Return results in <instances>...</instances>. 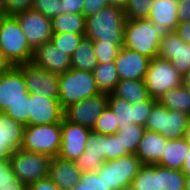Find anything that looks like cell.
Listing matches in <instances>:
<instances>
[{
	"instance_id": "6125c7cd",
	"label": "cell",
	"mask_w": 190,
	"mask_h": 190,
	"mask_svg": "<svg viewBox=\"0 0 190 190\" xmlns=\"http://www.w3.org/2000/svg\"><path fill=\"white\" fill-rule=\"evenodd\" d=\"M2 20H3V18H0V28H1V25H2Z\"/></svg>"
},
{
	"instance_id": "f6af8a7d",
	"label": "cell",
	"mask_w": 190,
	"mask_h": 190,
	"mask_svg": "<svg viewBox=\"0 0 190 190\" xmlns=\"http://www.w3.org/2000/svg\"><path fill=\"white\" fill-rule=\"evenodd\" d=\"M19 179L13 173L9 160H0V186L15 184Z\"/></svg>"
},
{
	"instance_id": "d4e9b609",
	"label": "cell",
	"mask_w": 190,
	"mask_h": 190,
	"mask_svg": "<svg viewBox=\"0 0 190 190\" xmlns=\"http://www.w3.org/2000/svg\"><path fill=\"white\" fill-rule=\"evenodd\" d=\"M52 33L85 34L86 17L79 13H62L51 19Z\"/></svg>"
},
{
	"instance_id": "60d3db41",
	"label": "cell",
	"mask_w": 190,
	"mask_h": 190,
	"mask_svg": "<svg viewBox=\"0 0 190 190\" xmlns=\"http://www.w3.org/2000/svg\"><path fill=\"white\" fill-rule=\"evenodd\" d=\"M33 9L52 19L61 14L60 0H34Z\"/></svg>"
},
{
	"instance_id": "30bf717a",
	"label": "cell",
	"mask_w": 190,
	"mask_h": 190,
	"mask_svg": "<svg viewBox=\"0 0 190 190\" xmlns=\"http://www.w3.org/2000/svg\"><path fill=\"white\" fill-rule=\"evenodd\" d=\"M14 16L20 23L27 42L33 50L51 41L52 24L50 18L33 8L19 12Z\"/></svg>"
},
{
	"instance_id": "5b68a950",
	"label": "cell",
	"mask_w": 190,
	"mask_h": 190,
	"mask_svg": "<svg viewBox=\"0 0 190 190\" xmlns=\"http://www.w3.org/2000/svg\"><path fill=\"white\" fill-rule=\"evenodd\" d=\"M62 144L61 122L24 127L21 148L31 153H41L51 158L58 156Z\"/></svg>"
},
{
	"instance_id": "bcb514c9",
	"label": "cell",
	"mask_w": 190,
	"mask_h": 190,
	"mask_svg": "<svg viewBox=\"0 0 190 190\" xmlns=\"http://www.w3.org/2000/svg\"><path fill=\"white\" fill-rule=\"evenodd\" d=\"M108 5H110L108 0H85L82 14L85 17H89L96 14Z\"/></svg>"
},
{
	"instance_id": "836d02e7",
	"label": "cell",
	"mask_w": 190,
	"mask_h": 190,
	"mask_svg": "<svg viewBox=\"0 0 190 190\" xmlns=\"http://www.w3.org/2000/svg\"><path fill=\"white\" fill-rule=\"evenodd\" d=\"M117 119L115 113L107 106L92 131L99 134L113 135L119 130V121Z\"/></svg>"
},
{
	"instance_id": "7bdbcfd3",
	"label": "cell",
	"mask_w": 190,
	"mask_h": 190,
	"mask_svg": "<svg viewBox=\"0 0 190 190\" xmlns=\"http://www.w3.org/2000/svg\"><path fill=\"white\" fill-rule=\"evenodd\" d=\"M75 162L82 172H95L105 161L101 157L81 155Z\"/></svg>"
},
{
	"instance_id": "91938a15",
	"label": "cell",
	"mask_w": 190,
	"mask_h": 190,
	"mask_svg": "<svg viewBox=\"0 0 190 190\" xmlns=\"http://www.w3.org/2000/svg\"><path fill=\"white\" fill-rule=\"evenodd\" d=\"M120 190H137V189L132 184H130V185H126Z\"/></svg>"
},
{
	"instance_id": "7c38bea8",
	"label": "cell",
	"mask_w": 190,
	"mask_h": 190,
	"mask_svg": "<svg viewBox=\"0 0 190 190\" xmlns=\"http://www.w3.org/2000/svg\"><path fill=\"white\" fill-rule=\"evenodd\" d=\"M29 99V93L23 77V64L12 66L0 74V112L9 105L24 102Z\"/></svg>"
},
{
	"instance_id": "9a60e30c",
	"label": "cell",
	"mask_w": 190,
	"mask_h": 190,
	"mask_svg": "<svg viewBox=\"0 0 190 190\" xmlns=\"http://www.w3.org/2000/svg\"><path fill=\"white\" fill-rule=\"evenodd\" d=\"M28 125H46L60 123L64 118V109L58 99L29 94Z\"/></svg>"
},
{
	"instance_id": "8fae6325",
	"label": "cell",
	"mask_w": 190,
	"mask_h": 190,
	"mask_svg": "<svg viewBox=\"0 0 190 190\" xmlns=\"http://www.w3.org/2000/svg\"><path fill=\"white\" fill-rule=\"evenodd\" d=\"M107 106L108 94L99 93L65 108L64 118L92 129Z\"/></svg>"
},
{
	"instance_id": "4316f807",
	"label": "cell",
	"mask_w": 190,
	"mask_h": 190,
	"mask_svg": "<svg viewBox=\"0 0 190 190\" xmlns=\"http://www.w3.org/2000/svg\"><path fill=\"white\" fill-rule=\"evenodd\" d=\"M92 73L101 93L111 94L120 81L115 62L99 63Z\"/></svg>"
},
{
	"instance_id": "4fadbf2b",
	"label": "cell",
	"mask_w": 190,
	"mask_h": 190,
	"mask_svg": "<svg viewBox=\"0 0 190 190\" xmlns=\"http://www.w3.org/2000/svg\"><path fill=\"white\" fill-rule=\"evenodd\" d=\"M62 144L58 156L76 161L85 151L92 129L67 121H61Z\"/></svg>"
},
{
	"instance_id": "4dcf8cb0",
	"label": "cell",
	"mask_w": 190,
	"mask_h": 190,
	"mask_svg": "<svg viewBox=\"0 0 190 190\" xmlns=\"http://www.w3.org/2000/svg\"><path fill=\"white\" fill-rule=\"evenodd\" d=\"M132 185L137 190H160L159 175H157V164H143L135 176Z\"/></svg>"
},
{
	"instance_id": "2e32d148",
	"label": "cell",
	"mask_w": 190,
	"mask_h": 190,
	"mask_svg": "<svg viewBox=\"0 0 190 190\" xmlns=\"http://www.w3.org/2000/svg\"><path fill=\"white\" fill-rule=\"evenodd\" d=\"M157 56L169 60L182 76L190 69V44L185 43L174 31L161 38Z\"/></svg>"
},
{
	"instance_id": "5bb4252c",
	"label": "cell",
	"mask_w": 190,
	"mask_h": 190,
	"mask_svg": "<svg viewBox=\"0 0 190 190\" xmlns=\"http://www.w3.org/2000/svg\"><path fill=\"white\" fill-rule=\"evenodd\" d=\"M23 77L29 94L50 99L59 98L58 75L36 67L32 62L23 64Z\"/></svg>"
},
{
	"instance_id": "f35d334b",
	"label": "cell",
	"mask_w": 190,
	"mask_h": 190,
	"mask_svg": "<svg viewBox=\"0 0 190 190\" xmlns=\"http://www.w3.org/2000/svg\"><path fill=\"white\" fill-rule=\"evenodd\" d=\"M81 155L97 156L105 161V134L91 131L86 149Z\"/></svg>"
},
{
	"instance_id": "6da1fadb",
	"label": "cell",
	"mask_w": 190,
	"mask_h": 190,
	"mask_svg": "<svg viewBox=\"0 0 190 190\" xmlns=\"http://www.w3.org/2000/svg\"><path fill=\"white\" fill-rule=\"evenodd\" d=\"M171 31L149 19H126L123 46L150 59L157 56L161 38Z\"/></svg>"
},
{
	"instance_id": "c3c4849f",
	"label": "cell",
	"mask_w": 190,
	"mask_h": 190,
	"mask_svg": "<svg viewBox=\"0 0 190 190\" xmlns=\"http://www.w3.org/2000/svg\"><path fill=\"white\" fill-rule=\"evenodd\" d=\"M178 22L190 21V0H178Z\"/></svg>"
},
{
	"instance_id": "f1b7e54d",
	"label": "cell",
	"mask_w": 190,
	"mask_h": 190,
	"mask_svg": "<svg viewBox=\"0 0 190 190\" xmlns=\"http://www.w3.org/2000/svg\"><path fill=\"white\" fill-rule=\"evenodd\" d=\"M145 130L144 126L136 124L119 126V130L114 135L121 139L123 150L135 154Z\"/></svg>"
},
{
	"instance_id": "52a82bcc",
	"label": "cell",
	"mask_w": 190,
	"mask_h": 190,
	"mask_svg": "<svg viewBox=\"0 0 190 190\" xmlns=\"http://www.w3.org/2000/svg\"><path fill=\"white\" fill-rule=\"evenodd\" d=\"M13 173L27 187L49 176L51 157L18 149L9 158Z\"/></svg>"
},
{
	"instance_id": "680465c9",
	"label": "cell",
	"mask_w": 190,
	"mask_h": 190,
	"mask_svg": "<svg viewBox=\"0 0 190 190\" xmlns=\"http://www.w3.org/2000/svg\"><path fill=\"white\" fill-rule=\"evenodd\" d=\"M7 16V11L5 9L4 0H0V18Z\"/></svg>"
},
{
	"instance_id": "ab89813d",
	"label": "cell",
	"mask_w": 190,
	"mask_h": 190,
	"mask_svg": "<svg viewBox=\"0 0 190 190\" xmlns=\"http://www.w3.org/2000/svg\"><path fill=\"white\" fill-rule=\"evenodd\" d=\"M157 100L151 97L144 102L132 104L133 124L145 126L146 120L150 116L151 109Z\"/></svg>"
},
{
	"instance_id": "f5cc1de1",
	"label": "cell",
	"mask_w": 190,
	"mask_h": 190,
	"mask_svg": "<svg viewBox=\"0 0 190 190\" xmlns=\"http://www.w3.org/2000/svg\"><path fill=\"white\" fill-rule=\"evenodd\" d=\"M11 67H12V65L5 58L4 54L0 50V74L8 71Z\"/></svg>"
},
{
	"instance_id": "ee69618b",
	"label": "cell",
	"mask_w": 190,
	"mask_h": 190,
	"mask_svg": "<svg viewBox=\"0 0 190 190\" xmlns=\"http://www.w3.org/2000/svg\"><path fill=\"white\" fill-rule=\"evenodd\" d=\"M34 0H4L7 15H15L33 7Z\"/></svg>"
},
{
	"instance_id": "db71d44e",
	"label": "cell",
	"mask_w": 190,
	"mask_h": 190,
	"mask_svg": "<svg viewBox=\"0 0 190 190\" xmlns=\"http://www.w3.org/2000/svg\"><path fill=\"white\" fill-rule=\"evenodd\" d=\"M182 172L186 177H190V147L182 166Z\"/></svg>"
},
{
	"instance_id": "9f6ffc18",
	"label": "cell",
	"mask_w": 190,
	"mask_h": 190,
	"mask_svg": "<svg viewBox=\"0 0 190 190\" xmlns=\"http://www.w3.org/2000/svg\"><path fill=\"white\" fill-rule=\"evenodd\" d=\"M183 85L190 92V69L183 76Z\"/></svg>"
},
{
	"instance_id": "74e56055",
	"label": "cell",
	"mask_w": 190,
	"mask_h": 190,
	"mask_svg": "<svg viewBox=\"0 0 190 190\" xmlns=\"http://www.w3.org/2000/svg\"><path fill=\"white\" fill-rule=\"evenodd\" d=\"M130 153L123 150L121 139L113 135H105V161L118 159Z\"/></svg>"
},
{
	"instance_id": "f546056e",
	"label": "cell",
	"mask_w": 190,
	"mask_h": 190,
	"mask_svg": "<svg viewBox=\"0 0 190 190\" xmlns=\"http://www.w3.org/2000/svg\"><path fill=\"white\" fill-rule=\"evenodd\" d=\"M160 190H185L186 176L182 170L170 169L157 164Z\"/></svg>"
},
{
	"instance_id": "ba28073f",
	"label": "cell",
	"mask_w": 190,
	"mask_h": 190,
	"mask_svg": "<svg viewBox=\"0 0 190 190\" xmlns=\"http://www.w3.org/2000/svg\"><path fill=\"white\" fill-rule=\"evenodd\" d=\"M188 114L169 110L158 101L153 105L146 120L145 129L160 133L167 140L183 138Z\"/></svg>"
},
{
	"instance_id": "83f0119b",
	"label": "cell",
	"mask_w": 190,
	"mask_h": 190,
	"mask_svg": "<svg viewBox=\"0 0 190 190\" xmlns=\"http://www.w3.org/2000/svg\"><path fill=\"white\" fill-rule=\"evenodd\" d=\"M158 102L169 110L190 114V92L183 84L175 89L168 90Z\"/></svg>"
},
{
	"instance_id": "6f0895ef",
	"label": "cell",
	"mask_w": 190,
	"mask_h": 190,
	"mask_svg": "<svg viewBox=\"0 0 190 190\" xmlns=\"http://www.w3.org/2000/svg\"><path fill=\"white\" fill-rule=\"evenodd\" d=\"M110 5H117L124 8L128 2V0H108Z\"/></svg>"
},
{
	"instance_id": "681fc988",
	"label": "cell",
	"mask_w": 190,
	"mask_h": 190,
	"mask_svg": "<svg viewBox=\"0 0 190 190\" xmlns=\"http://www.w3.org/2000/svg\"><path fill=\"white\" fill-rule=\"evenodd\" d=\"M27 190H61L58 188L49 177L40 179L37 182L31 183Z\"/></svg>"
},
{
	"instance_id": "1f68e13d",
	"label": "cell",
	"mask_w": 190,
	"mask_h": 190,
	"mask_svg": "<svg viewBox=\"0 0 190 190\" xmlns=\"http://www.w3.org/2000/svg\"><path fill=\"white\" fill-rule=\"evenodd\" d=\"M108 106L115 113L119 126L133 125L132 104L120 97L108 94Z\"/></svg>"
},
{
	"instance_id": "277c9868",
	"label": "cell",
	"mask_w": 190,
	"mask_h": 190,
	"mask_svg": "<svg viewBox=\"0 0 190 190\" xmlns=\"http://www.w3.org/2000/svg\"><path fill=\"white\" fill-rule=\"evenodd\" d=\"M59 103L63 109L101 93L93 73L69 69L58 75Z\"/></svg>"
},
{
	"instance_id": "d590c367",
	"label": "cell",
	"mask_w": 190,
	"mask_h": 190,
	"mask_svg": "<svg viewBox=\"0 0 190 190\" xmlns=\"http://www.w3.org/2000/svg\"><path fill=\"white\" fill-rule=\"evenodd\" d=\"M98 63L114 62L123 44L102 43L92 41Z\"/></svg>"
},
{
	"instance_id": "3957f363",
	"label": "cell",
	"mask_w": 190,
	"mask_h": 190,
	"mask_svg": "<svg viewBox=\"0 0 190 190\" xmlns=\"http://www.w3.org/2000/svg\"><path fill=\"white\" fill-rule=\"evenodd\" d=\"M0 50L12 66L32 62L34 50L28 44L14 15H7L0 28Z\"/></svg>"
},
{
	"instance_id": "94428289",
	"label": "cell",
	"mask_w": 190,
	"mask_h": 190,
	"mask_svg": "<svg viewBox=\"0 0 190 190\" xmlns=\"http://www.w3.org/2000/svg\"><path fill=\"white\" fill-rule=\"evenodd\" d=\"M185 190H190V177H186Z\"/></svg>"
},
{
	"instance_id": "ffe728a7",
	"label": "cell",
	"mask_w": 190,
	"mask_h": 190,
	"mask_svg": "<svg viewBox=\"0 0 190 190\" xmlns=\"http://www.w3.org/2000/svg\"><path fill=\"white\" fill-rule=\"evenodd\" d=\"M82 171L75 161L65 160L59 156L51 158L49 178L61 190H67L80 182Z\"/></svg>"
},
{
	"instance_id": "11a10c76",
	"label": "cell",
	"mask_w": 190,
	"mask_h": 190,
	"mask_svg": "<svg viewBox=\"0 0 190 190\" xmlns=\"http://www.w3.org/2000/svg\"><path fill=\"white\" fill-rule=\"evenodd\" d=\"M183 139L185 140L187 145L190 147V114H188V117H187L186 129L184 132Z\"/></svg>"
},
{
	"instance_id": "cb8c5ba5",
	"label": "cell",
	"mask_w": 190,
	"mask_h": 190,
	"mask_svg": "<svg viewBox=\"0 0 190 190\" xmlns=\"http://www.w3.org/2000/svg\"><path fill=\"white\" fill-rule=\"evenodd\" d=\"M189 146L183 138L168 140L164 154L158 165L170 169L182 170Z\"/></svg>"
},
{
	"instance_id": "b9f144b4",
	"label": "cell",
	"mask_w": 190,
	"mask_h": 190,
	"mask_svg": "<svg viewBox=\"0 0 190 190\" xmlns=\"http://www.w3.org/2000/svg\"><path fill=\"white\" fill-rule=\"evenodd\" d=\"M28 99L24 102L12 103L3 112L8 114L12 119L28 126Z\"/></svg>"
},
{
	"instance_id": "603a6c76",
	"label": "cell",
	"mask_w": 190,
	"mask_h": 190,
	"mask_svg": "<svg viewBox=\"0 0 190 190\" xmlns=\"http://www.w3.org/2000/svg\"><path fill=\"white\" fill-rule=\"evenodd\" d=\"M112 94L131 104H138L150 98L144 80H120Z\"/></svg>"
},
{
	"instance_id": "8d00e7d4",
	"label": "cell",
	"mask_w": 190,
	"mask_h": 190,
	"mask_svg": "<svg viewBox=\"0 0 190 190\" xmlns=\"http://www.w3.org/2000/svg\"><path fill=\"white\" fill-rule=\"evenodd\" d=\"M67 190H109L97 171L82 172L80 182Z\"/></svg>"
},
{
	"instance_id": "44dd1931",
	"label": "cell",
	"mask_w": 190,
	"mask_h": 190,
	"mask_svg": "<svg viewBox=\"0 0 190 190\" xmlns=\"http://www.w3.org/2000/svg\"><path fill=\"white\" fill-rule=\"evenodd\" d=\"M168 140L160 133L145 130L135 155L142 164L153 165L161 161Z\"/></svg>"
},
{
	"instance_id": "7a4b0ae2",
	"label": "cell",
	"mask_w": 190,
	"mask_h": 190,
	"mask_svg": "<svg viewBox=\"0 0 190 190\" xmlns=\"http://www.w3.org/2000/svg\"><path fill=\"white\" fill-rule=\"evenodd\" d=\"M125 20L124 8L108 5L86 17L85 37L102 43L123 44Z\"/></svg>"
},
{
	"instance_id": "e0dca14e",
	"label": "cell",
	"mask_w": 190,
	"mask_h": 190,
	"mask_svg": "<svg viewBox=\"0 0 190 190\" xmlns=\"http://www.w3.org/2000/svg\"><path fill=\"white\" fill-rule=\"evenodd\" d=\"M71 58L69 54L57 49L50 41L38 46L34 50L32 63L53 74H63L71 69Z\"/></svg>"
},
{
	"instance_id": "ac0fdd59",
	"label": "cell",
	"mask_w": 190,
	"mask_h": 190,
	"mask_svg": "<svg viewBox=\"0 0 190 190\" xmlns=\"http://www.w3.org/2000/svg\"><path fill=\"white\" fill-rule=\"evenodd\" d=\"M114 62L120 80H144L150 58L122 46Z\"/></svg>"
},
{
	"instance_id": "8992f818",
	"label": "cell",
	"mask_w": 190,
	"mask_h": 190,
	"mask_svg": "<svg viewBox=\"0 0 190 190\" xmlns=\"http://www.w3.org/2000/svg\"><path fill=\"white\" fill-rule=\"evenodd\" d=\"M144 83L149 96L158 101L168 90L182 85L183 76L169 60L156 56L150 59Z\"/></svg>"
},
{
	"instance_id": "7402d4cb",
	"label": "cell",
	"mask_w": 190,
	"mask_h": 190,
	"mask_svg": "<svg viewBox=\"0 0 190 190\" xmlns=\"http://www.w3.org/2000/svg\"><path fill=\"white\" fill-rule=\"evenodd\" d=\"M178 0H153L149 20L175 31L178 22Z\"/></svg>"
},
{
	"instance_id": "7dc6e473",
	"label": "cell",
	"mask_w": 190,
	"mask_h": 190,
	"mask_svg": "<svg viewBox=\"0 0 190 190\" xmlns=\"http://www.w3.org/2000/svg\"><path fill=\"white\" fill-rule=\"evenodd\" d=\"M62 13H79L82 14L85 0H60Z\"/></svg>"
},
{
	"instance_id": "f907efd6",
	"label": "cell",
	"mask_w": 190,
	"mask_h": 190,
	"mask_svg": "<svg viewBox=\"0 0 190 190\" xmlns=\"http://www.w3.org/2000/svg\"><path fill=\"white\" fill-rule=\"evenodd\" d=\"M185 43L190 44V21L179 23L174 31Z\"/></svg>"
},
{
	"instance_id": "484cf974",
	"label": "cell",
	"mask_w": 190,
	"mask_h": 190,
	"mask_svg": "<svg viewBox=\"0 0 190 190\" xmlns=\"http://www.w3.org/2000/svg\"><path fill=\"white\" fill-rule=\"evenodd\" d=\"M92 40L84 37L71 58V68L93 72L98 65Z\"/></svg>"
},
{
	"instance_id": "d6986e66",
	"label": "cell",
	"mask_w": 190,
	"mask_h": 190,
	"mask_svg": "<svg viewBox=\"0 0 190 190\" xmlns=\"http://www.w3.org/2000/svg\"><path fill=\"white\" fill-rule=\"evenodd\" d=\"M24 125L0 112V160H9L12 153L21 148Z\"/></svg>"
},
{
	"instance_id": "d6a6232c",
	"label": "cell",
	"mask_w": 190,
	"mask_h": 190,
	"mask_svg": "<svg viewBox=\"0 0 190 190\" xmlns=\"http://www.w3.org/2000/svg\"><path fill=\"white\" fill-rule=\"evenodd\" d=\"M84 37L85 34H75L71 32L52 33L51 42L57 47V49L72 56Z\"/></svg>"
},
{
	"instance_id": "e575fe53",
	"label": "cell",
	"mask_w": 190,
	"mask_h": 190,
	"mask_svg": "<svg viewBox=\"0 0 190 190\" xmlns=\"http://www.w3.org/2000/svg\"><path fill=\"white\" fill-rule=\"evenodd\" d=\"M153 0H128L124 7L126 19H148L152 9Z\"/></svg>"
},
{
	"instance_id": "816d5d0a",
	"label": "cell",
	"mask_w": 190,
	"mask_h": 190,
	"mask_svg": "<svg viewBox=\"0 0 190 190\" xmlns=\"http://www.w3.org/2000/svg\"><path fill=\"white\" fill-rule=\"evenodd\" d=\"M27 186L19 180L15 184L1 185L0 190H27Z\"/></svg>"
},
{
	"instance_id": "9c48e42d",
	"label": "cell",
	"mask_w": 190,
	"mask_h": 190,
	"mask_svg": "<svg viewBox=\"0 0 190 190\" xmlns=\"http://www.w3.org/2000/svg\"><path fill=\"white\" fill-rule=\"evenodd\" d=\"M142 165L135 154H129L118 159L105 161L97 173L109 190H120L126 185L132 184Z\"/></svg>"
}]
</instances>
